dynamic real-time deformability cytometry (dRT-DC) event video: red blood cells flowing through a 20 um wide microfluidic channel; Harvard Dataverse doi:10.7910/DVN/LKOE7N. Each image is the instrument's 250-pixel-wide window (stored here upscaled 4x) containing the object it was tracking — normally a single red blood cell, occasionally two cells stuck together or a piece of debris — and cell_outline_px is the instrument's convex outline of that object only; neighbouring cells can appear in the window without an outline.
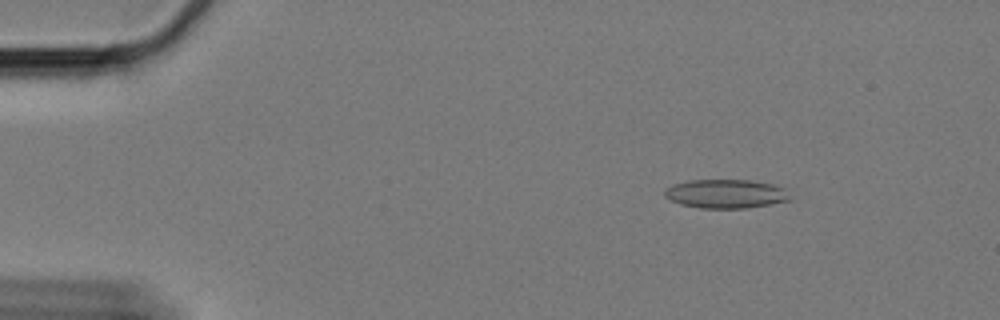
{"species": "Egyptian fruit bat (a non-hibernating species)", "species_latin": "Rousettus aegyptiacus", "temperature_condition": "cold", "stored_images_in_passage": 54, "camera_frame_rate_fps": 3000, "um_per_image_px": 0.085, "animal": {"sex": "female"}, "frame": {"image": 1, "passage_image": 2, "time_ms": 0.333, "image_size_px": [1000, 320], "cell_outline_px": [[792, 200], [744, 208], [700, 208], [680, 204], [664, 196], [664, 192], [672, 184], [688, 180], [748, 180], [772, 184], [784, 188]], "centroid_in_image_um": [61.68, 16.47], "position_along_channel_um": 23.3, "area_um2": 20.92}}
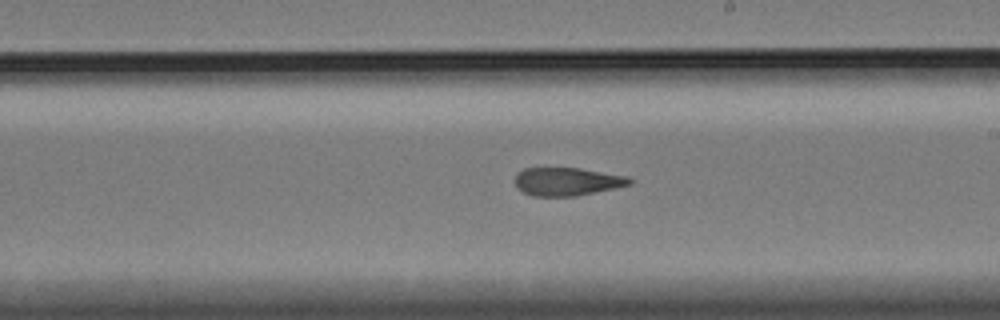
{"frame": {"image": 2, "passage_image": 29, "time_ms": 9.333, "image_size_px": [1000, 320], "cell_outline_px": [[636, 180], [632, 184], [576, 196], [532, 196], [524, 192], [516, 184], [516, 172], [524, 168], [580, 168], [628, 176]], "centroid_in_image_um": [48.24, 15.42], "position_along_channel_um": 240.8, "area_um2": 18.79}}
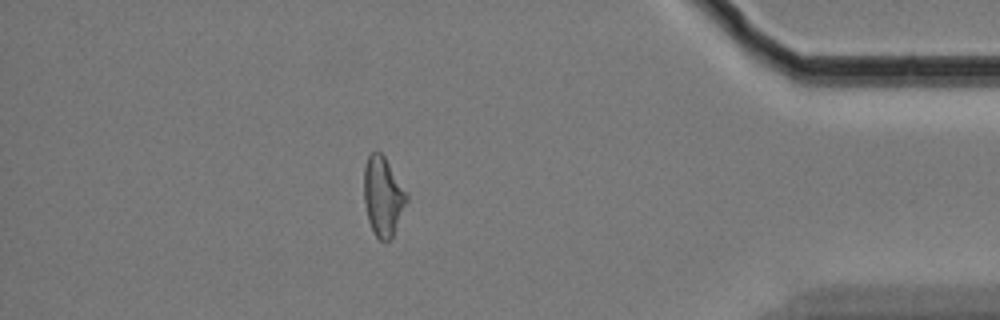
{"frame": {"image": 3, "passage_image": 47, "time_ms": 15.333, "image_size_px": [1000, 320], "cell_outline_px": [[408, 200], [392, 236], [388, 240], [380, 240], [376, 236], [368, 220], [364, 200], [364, 168], [368, 156], [372, 152], [380, 152], [384, 156], [408, 192]], "centroid_in_image_um": [32.56, 16.66], "position_along_channel_um": 402.6, "area_um2": 19.54}, "authors_computed_cell_mechanics": {"area_um2": 20.3745, "velocity_mm_per_s": 3.2959, "shape_relaxation_time_tau1_ms": null, "shape_relaxation_time_tau2_ms": 3.5871, "deformation_change_tau1": null, "deformation_change_tau2": 0.1232}}